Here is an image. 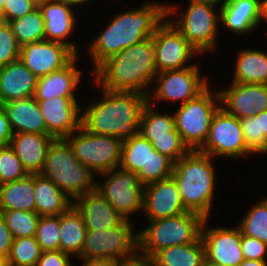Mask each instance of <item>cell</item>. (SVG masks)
<instances>
[{"mask_svg": "<svg viewBox=\"0 0 267 266\" xmlns=\"http://www.w3.org/2000/svg\"><path fill=\"white\" fill-rule=\"evenodd\" d=\"M175 12L176 9L171 6L146 3L139 9L116 15L89 47L94 63L93 73L110 57L152 37L164 18Z\"/></svg>", "mask_w": 267, "mask_h": 266, "instance_id": "cell-1", "label": "cell"}, {"mask_svg": "<svg viewBox=\"0 0 267 266\" xmlns=\"http://www.w3.org/2000/svg\"><path fill=\"white\" fill-rule=\"evenodd\" d=\"M101 90L103 100L91 104L81 114V127L89 133L122 140L135 136L148 96L134 91Z\"/></svg>", "mask_w": 267, "mask_h": 266, "instance_id": "cell-2", "label": "cell"}, {"mask_svg": "<svg viewBox=\"0 0 267 266\" xmlns=\"http://www.w3.org/2000/svg\"><path fill=\"white\" fill-rule=\"evenodd\" d=\"M93 74L101 88L111 91L150 93L145 87L158 74L153 38L125 48L106 60Z\"/></svg>", "mask_w": 267, "mask_h": 266, "instance_id": "cell-3", "label": "cell"}, {"mask_svg": "<svg viewBox=\"0 0 267 266\" xmlns=\"http://www.w3.org/2000/svg\"><path fill=\"white\" fill-rule=\"evenodd\" d=\"M212 156L190 150L173 165L172 177L177 183L184 207L208 218L214 194L215 171Z\"/></svg>", "mask_w": 267, "mask_h": 266, "instance_id": "cell-4", "label": "cell"}, {"mask_svg": "<svg viewBox=\"0 0 267 266\" xmlns=\"http://www.w3.org/2000/svg\"><path fill=\"white\" fill-rule=\"evenodd\" d=\"M93 173L77 159L68 142L59 138L50 144L40 174L75 199L96 190L97 182Z\"/></svg>", "mask_w": 267, "mask_h": 266, "instance_id": "cell-5", "label": "cell"}, {"mask_svg": "<svg viewBox=\"0 0 267 266\" xmlns=\"http://www.w3.org/2000/svg\"><path fill=\"white\" fill-rule=\"evenodd\" d=\"M204 220L202 215L187 211L149 221V226L138 232V252L151 259L164 248L196 242L201 237Z\"/></svg>", "mask_w": 267, "mask_h": 266, "instance_id": "cell-6", "label": "cell"}, {"mask_svg": "<svg viewBox=\"0 0 267 266\" xmlns=\"http://www.w3.org/2000/svg\"><path fill=\"white\" fill-rule=\"evenodd\" d=\"M213 95L208 87L195 99L181 104L173 114L175 129L189 150H199L208 138L213 116L221 107L215 103V100L220 102L219 92Z\"/></svg>", "mask_w": 267, "mask_h": 266, "instance_id": "cell-7", "label": "cell"}, {"mask_svg": "<svg viewBox=\"0 0 267 266\" xmlns=\"http://www.w3.org/2000/svg\"><path fill=\"white\" fill-rule=\"evenodd\" d=\"M64 139L71 146L77 159L91 169L94 174L105 173L120 167L122 139L89 133L82 127Z\"/></svg>", "mask_w": 267, "mask_h": 266, "instance_id": "cell-8", "label": "cell"}, {"mask_svg": "<svg viewBox=\"0 0 267 266\" xmlns=\"http://www.w3.org/2000/svg\"><path fill=\"white\" fill-rule=\"evenodd\" d=\"M132 229L130 221L124 219L119 225L107 230H87L79 257L83 260H126L135 257L138 253V233H132Z\"/></svg>", "mask_w": 267, "mask_h": 266, "instance_id": "cell-9", "label": "cell"}, {"mask_svg": "<svg viewBox=\"0 0 267 266\" xmlns=\"http://www.w3.org/2000/svg\"><path fill=\"white\" fill-rule=\"evenodd\" d=\"M100 175L107 179L103 186L97 183L96 190L121 217L129 220L132 213L143 210L144 186L135 172L115 168Z\"/></svg>", "mask_w": 267, "mask_h": 266, "instance_id": "cell-10", "label": "cell"}, {"mask_svg": "<svg viewBox=\"0 0 267 266\" xmlns=\"http://www.w3.org/2000/svg\"><path fill=\"white\" fill-rule=\"evenodd\" d=\"M188 6L181 20L170 22L198 52L214 50L220 19L215 5L191 0Z\"/></svg>", "mask_w": 267, "mask_h": 266, "instance_id": "cell-11", "label": "cell"}, {"mask_svg": "<svg viewBox=\"0 0 267 266\" xmlns=\"http://www.w3.org/2000/svg\"><path fill=\"white\" fill-rule=\"evenodd\" d=\"M199 151L210 156L240 158L252 154L247 148L240 119L221 107L213 116L208 138Z\"/></svg>", "mask_w": 267, "mask_h": 266, "instance_id": "cell-12", "label": "cell"}, {"mask_svg": "<svg viewBox=\"0 0 267 266\" xmlns=\"http://www.w3.org/2000/svg\"><path fill=\"white\" fill-rule=\"evenodd\" d=\"M156 89H151L148 100L154 97L157 100H181V104L195 99L207 88L206 78H200L197 65L183 69L164 70L158 72ZM153 90V91H152ZM152 95V97H151Z\"/></svg>", "mask_w": 267, "mask_h": 266, "instance_id": "cell-13", "label": "cell"}, {"mask_svg": "<svg viewBox=\"0 0 267 266\" xmlns=\"http://www.w3.org/2000/svg\"><path fill=\"white\" fill-rule=\"evenodd\" d=\"M152 38L158 72L193 66L187 65V63L192 56L199 52L171 22L163 21L156 28Z\"/></svg>", "mask_w": 267, "mask_h": 266, "instance_id": "cell-14", "label": "cell"}, {"mask_svg": "<svg viewBox=\"0 0 267 266\" xmlns=\"http://www.w3.org/2000/svg\"><path fill=\"white\" fill-rule=\"evenodd\" d=\"M78 56L66 44L41 40L20 47V61L41 78L67 66Z\"/></svg>", "mask_w": 267, "mask_h": 266, "instance_id": "cell-15", "label": "cell"}, {"mask_svg": "<svg viewBox=\"0 0 267 266\" xmlns=\"http://www.w3.org/2000/svg\"><path fill=\"white\" fill-rule=\"evenodd\" d=\"M205 218L201 238L205 249V264L210 266H239L244 261L241 251L240 228H205Z\"/></svg>", "mask_w": 267, "mask_h": 266, "instance_id": "cell-16", "label": "cell"}, {"mask_svg": "<svg viewBox=\"0 0 267 266\" xmlns=\"http://www.w3.org/2000/svg\"><path fill=\"white\" fill-rule=\"evenodd\" d=\"M149 221L178 216L188 210L173 177L144 186L143 210Z\"/></svg>", "mask_w": 267, "mask_h": 266, "instance_id": "cell-17", "label": "cell"}, {"mask_svg": "<svg viewBox=\"0 0 267 266\" xmlns=\"http://www.w3.org/2000/svg\"><path fill=\"white\" fill-rule=\"evenodd\" d=\"M220 103L227 113L238 119L254 117L267 110V84L232 82L228 89L219 90Z\"/></svg>", "mask_w": 267, "mask_h": 266, "instance_id": "cell-18", "label": "cell"}, {"mask_svg": "<svg viewBox=\"0 0 267 266\" xmlns=\"http://www.w3.org/2000/svg\"><path fill=\"white\" fill-rule=\"evenodd\" d=\"M48 133L55 139L65 138L81 127V108L75 97H55L37 101Z\"/></svg>", "mask_w": 267, "mask_h": 266, "instance_id": "cell-19", "label": "cell"}, {"mask_svg": "<svg viewBox=\"0 0 267 266\" xmlns=\"http://www.w3.org/2000/svg\"><path fill=\"white\" fill-rule=\"evenodd\" d=\"M38 7L44 19L45 40L66 44L77 54L74 43L64 41L76 24L72 6L61 0H45Z\"/></svg>", "mask_w": 267, "mask_h": 266, "instance_id": "cell-20", "label": "cell"}, {"mask_svg": "<svg viewBox=\"0 0 267 266\" xmlns=\"http://www.w3.org/2000/svg\"><path fill=\"white\" fill-rule=\"evenodd\" d=\"M73 205L82 215L87 230H107L124 220L97 190L78 196Z\"/></svg>", "mask_w": 267, "mask_h": 266, "instance_id": "cell-21", "label": "cell"}, {"mask_svg": "<svg viewBox=\"0 0 267 266\" xmlns=\"http://www.w3.org/2000/svg\"><path fill=\"white\" fill-rule=\"evenodd\" d=\"M37 81L20 59L0 67V104L33 97Z\"/></svg>", "mask_w": 267, "mask_h": 266, "instance_id": "cell-22", "label": "cell"}, {"mask_svg": "<svg viewBox=\"0 0 267 266\" xmlns=\"http://www.w3.org/2000/svg\"><path fill=\"white\" fill-rule=\"evenodd\" d=\"M13 134L34 133L50 135L37 100L22 98L2 104Z\"/></svg>", "mask_w": 267, "mask_h": 266, "instance_id": "cell-23", "label": "cell"}, {"mask_svg": "<svg viewBox=\"0 0 267 266\" xmlns=\"http://www.w3.org/2000/svg\"><path fill=\"white\" fill-rule=\"evenodd\" d=\"M54 139L51 135L18 133L13 134L9 145L28 174H40L47 150Z\"/></svg>", "mask_w": 267, "mask_h": 266, "instance_id": "cell-24", "label": "cell"}, {"mask_svg": "<svg viewBox=\"0 0 267 266\" xmlns=\"http://www.w3.org/2000/svg\"><path fill=\"white\" fill-rule=\"evenodd\" d=\"M77 56L64 68L38 78L34 92L37 101L55 97H75L74 91L80 82L81 71L76 69Z\"/></svg>", "mask_w": 267, "mask_h": 266, "instance_id": "cell-25", "label": "cell"}, {"mask_svg": "<svg viewBox=\"0 0 267 266\" xmlns=\"http://www.w3.org/2000/svg\"><path fill=\"white\" fill-rule=\"evenodd\" d=\"M260 0H228L220 7V20L229 31L249 33L260 23Z\"/></svg>", "mask_w": 267, "mask_h": 266, "instance_id": "cell-26", "label": "cell"}, {"mask_svg": "<svg viewBox=\"0 0 267 266\" xmlns=\"http://www.w3.org/2000/svg\"><path fill=\"white\" fill-rule=\"evenodd\" d=\"M35 212L39 216L60 215L72 204V199L51 180L34 174Z\"/></svg>", "mask_w": 267, "mask_h": 266, "instance_id": "cell-27", "label": "cell"}, {"mask_svg": "<svg viewBox=\"0 0 267 266\" xmlns=\"http://www.w3.org/2000/svg\"><path fill=\"white\" fill-rule=\"evenodd\" d=\"M87 228L84 219L72 204L60 214L59 250L79 256L83 250Z\"/></svg>", "mask_w": 267, "mask_h": 266, "instance_id": "cell-28", "label": "cell"}, {"mask_svg": "<svg viewBox=\"0 0 267 266\" xmlns=\"http://www.w3.org/2000/svg\"><path fill=\"white\" fill-rule=\"evenodd\" d=\"M34 174L0 185V210L35 212Z\"/></svg>", "mask_w": 267, "mask_h": 266, "instance_id": "cell-29", "label": "cell"}, {"mask_svg": "<svg viewBox=\"0 0 267 266\" xmlns=\"http://www.w3.org/2000/svg\"><path fill=\"white\" fill-rule=\"evenodd\" d=\"M151 260L153 266H204L205 249L202 238L190 244L164 248Z\"/></svg>", "mask_w": 267, "mask_h": 266, "instance_id": "cell-30", "label": "cell"}, {"mask_svg": "<svg viewBox=\"0 0 267 266\" xmlns=\"http://www.w3.org/2000/svg\"><path fill=\"white\" fill-rule=\"evenodd\" d=\"M234 80L239 84H267V52L242 50L237 56Z\"/></svg>", "mask_w": 267, "mask_h": 266, "instance_id": "cell-31", "label": "cell"}, {"mask_svg": "<svg viewBox=\"0 0 267 266\" xmlns=\"http://www.w3.org/2000/svg\"><path fill=\"white\" fill-rule=\"evenodd\" d=\"M152 150L154 147L151 142L139 132L132 138L123 140L119 168L135 173H148V161Z\"/></svg>", "mask_w": 267, "mask_h": 266, "instance_id": "cell-32", "label": "cell"}, {"mask_svg": "<svg viewBox=\"0 0 267 266\" xmlns=\"http://www.w3.org/2000/svg\"><path fill=\"white\" fill-rule=\"evenodd\" d=\"M8 23L20 47L45 39L44 19L39 7L34 9L31 13L11 20Z\"/></svg>", "mask_w": 267, "mask_h": 266, "instance_id": "cell-33", "label": "cell"}, {"mask_svg": "<svg viewBox=\"0 0 267 266\" xmlns=\"http://www.w3.org/2000/svg\"><path fill=\"white\" fill-rule=\"evenodd\" d=\"M151 104L148 100L143 107L138 132L143 137L170 136V132L175 129L174 116L155 112Z\"/></svg>", "mask_w": 267, "mask_h": 266, "instance_id": "cell-34", "label": "cell"}, {"mask_svg": "<svg viewBox=\"0 0 267 266\" xmlns=\"http://www.w3.org/2000/svg\"><path fill=\"white\" fill-rule=\"evenodd\" d=\"M41 254L35 236L15 238L7 258L8 266H36Z\"/></svg>", "mask_w": 267, "mask_h": 266, "instance_id": "cell-35", "label": "cell"}, {"mask_svg": "<svg viewBox=\"0 0 267 266\" xmlns=\"http://www.w3.org/2000/svg\"><path fill=\"white\" fill-rule=\"evenodd\" d=\"M14 239L35 236L40 216L23 210H0Z\"/></svg>", "mask_w": 267, "mask_h": 266, "instance_id": "cell-36", "label": "cell"}, {"mask_svg": "<svg viewBox=\"0 0 267 266\" xmlns=\"http://www.w3.org/2000/svg\"><path fill=\"white\" fill-rule=\"evenodd\" d=\"M243 235L259 239L267 244V198L261 199L240 222Z\"/></svg>", "mask_w": 267, "mask_h": 266, "instance_id": "cell-37", "label": "cell"}, {"mask_svg": "<svg viewBox=\"0 0 267 266\" xmlns=\"http://www.w3.org/2000/svg\"><path fill=\"white\" fill-rule=\"evenodd\" d=\"M35 238L42 252L59 250L60 215L40 216Z\"/></svg>", "mask_w": 267, "mask_h": 266, "instance_id": "cell-38", "label": "cell"}, {"mask_svg": "<svg viewBox=\"0 0 267 266\" xmlns=\"http://www.w3.org/2000/svg\"><path fill=\"white\" fill-rule=\"evenodd\" d=\"M144 138L151 142L157 152L169 158L173 163L179 161L190 151L176 129L170 132V136Z\"/></svg>", "mask_w": 267, "mask_h": 266, "instance_id": "cell-39", "label": "cell"}, {"mask_svg": "<svg viewBox=\"0 0 267 266\" xmlns=\"http://www.w3.org/2000/svg\"><path fill=\"white\" fill-rule=\"evenodd\" d=\"M174 163L155 149L151 151L148 161V173H136L139 182L145 186L172 177Z\"/></svg>", "mask_w": 267, "mask_h": 266, "instance_id": "cell-40", "label": "cell"}, {"mask_svg": "<svg viewBox=\"0 0 267 266\" xmlns=\"http://www.w3.org/2000/svg\"><path fill=\"white\" fill-rule=\"evenodd\" d=\"M28 175L10 145L0 146V185L25 178Z\"/></svg>", "mask_w": 267, "mask_h": 266, "instance_id": "cell-41", "label": "cell"}, {"mask_svg": "<svg viewBox=\"0 0 267 266\" xmlns=\"http://www.w3.org/2000/svg\"><path fill=\"white\" fill-rule=\"evenodd\" d=\"M246 148L251 153H264L267 148L266 135H260L259 114L240 119Z\"/></svg>", "mask_w": 267, "mask_h": 266, "instance_id": "cell-42", "label": "cell"}, {"mask_svg": "<svg viewBox=\"0 0 267 266\" xmlns=\"http://www.w3.org/2000/svg\"><path fill=\"white\" fill-rule=\"evenodd\" d=\"M19 55L20 46L10 24L0 20V67L18 60Z\"/></svg>", "mask_w": 267, "mask_h": 266, "instance_id": "cell-43", "label": "cell"}, {"mask_svg": "<svg viewBox=\"0 0 267 266\" xmlns=\"http://www.w3.org/2000/svg\"><path fill=\"white\" fill-rule=\"evenodd\" d=\"M37 7L27 0H6L3 10L0 12V20L9 22L31 13Z\"/></svg>", "mask_w": 267, "mask_h": 266, "instance_id": "cell-44", "label": "cell"}, {"mask_svg": "<svg viewBox=\"0 0 267 266\" xmlns=\"http://www.w3.org/2000/svg\"><path fill=\"white\" fill-rule=\"evenodd\" d=\"M241 251L244 259L266 260L267 244L254 237L243 235L241 232Z\"/></svg>", "mask_w": 267, "mask_h": 266, "instance_id": "cell-45", "label": "cell"}, {"mask_svg": "<svg viewBox=\"0 0 267 266\" xmlns=\"http://www.w3.org/2000/svg\"><path fill=\"white\" fill-rule=\"evenodd\" d=\"M70 256L61 250L42 252L36 266H72Z\"/></svg>", "mask_w": 267, "mask_h": 266, "instance_id": "cell-46", "label": "cell"}, {"mask_svg": "<svg viewBox=\"0 0 267 266\" xmlns=\"http://www.w3.org/2000/svg\"><path fill=\"white\" fill-rule=\"evenodd\" d=\"M13 240L14 237L7 227L4 217L0 213V258L7 260Z\"/></svg>", "mask_w": 267, "mask_h": 266, "instance_id": "cell-47", "label": "cell"}, {"mask_svg": "<svg viewBox=\"0 0 267 266\" xmlns=\"http://www.w3.org/2000/svg\"><path fill=\"white\" fill-rule=\"evenodd\" d=\"M12 136L10 123L2 104H0V146L9 145Z\"/></svg>", "mask_w": 267, "mask_h": 266, "instance_id": "cell-48", "label": "cell"}, {"mask_svg": "<svg viewBox=\"0 0 267 266\" xmlns=\"http://www.w3.org/2000/svg\"><path fill=\"white\" fill-rule=\"evenodd\" d=\"M138 253L131 259L121 260L118 266H153L152 260Z\"/></svg>", "mask_w": 267, "mask_h": 266, "instance_id": "cell-49", "label": "cell"}, {"mask_svg": "<svg viewBox=\"0 0 267 266\" xmlns=\"http://www.w3.org/2000/svg\"><path fill=\"white\" fill-rule=\"evenodd\" d=\"M120 261L110 258L89 259L84 260L83 263L85 264L82 266H118Z\"/></svg>", "mask_w": 267, "mask_h": 266, "instance_id": "cell-50", "label": "cell"}, {"mask_svg": "<svg viewBox=\"0 0 267 266\" xmlns=\"http://www.w3.org/2000/svg\"><path fill=\"white\" fill-rule=\"evenodd\" d=\"M260 135H266L267 138V110L259 113Z\"/></svg>", "mask_w": 267, "mask_h": 266, "instance_id": "cell-51", "label": "cell"}, {"mask_svg": "<svg viewBox=\"0 0 267 266\" xmlns=\"http://www.w3.org/2000/svg\"><path fill=\"white\" fill-rule=\"evenodd\" d=\"M239 266H267L266 260H248L244 261Z\"/></svg>", "mask_w": 267, "mask_h": 266, "instance_id": "cell-52", "label": "cell"}, {"mask_svg": "<svg viewBox=\"0 0 267 266\" xmlns=\"http://www.w3.org/2000/svg\"><path fill=\"white\" fill-rule=\"evenodd\" d=\"M260 22L262 19L267 21V0L259 1Z\"/></svg>", "mask_w": 267, "mask_h": 266, "instance_id": "cell-53", "label": "cell"}, {"mask_svg": "<svg viewBox=\"0 0 267 266\" xmlns=\"http://www.w3.org/2000/svg\"><path fill=\"white\" fill-rule=\"evenodd\" d=\"M61 1L67 3L71 6H76V5L78 6L80 4L82 5L84 2L86 3L89 0H61Z\"/></svg>", "mask_w": 267, "mask_h": 266, "instance_id": "cell-54", "label": "cell"}, {"mask_svg": "<svg viewBox=\"0 0 267 266\" xmlns=\"http://www.w3.org/2000/svg\"><path fill=\"white\" fill-rule=\"evenodd\" d=\"M195 1L204 2V3H210V4H213V5H216L219 2H222L221 6H223L228 0H195Z\"/></svg>", "mask_w": 267, "mask_h": 266, "instance_id": "cell-55", "label": "cell"}, {"mask_svg": "<svg viewBox=\"0 0 267 266\" xmlns=\"http://www.w3.org/2000/svg\"><path fill=\"white\" fill-rule=\"evenodd\" d=\"M27 1L33 3L36 7H38L45 0H27Z\"/></svg>", "mask_w": 267, "mask_h": 266, "instance_id": "cell-56", "label": "cell"}, {"mask_svg": "<svg viewBox=\"0 0 267 266\" xmlns=\"http://www.w3.org/2000/svg\"><path fill=\"white\" fill-rule=\"evenodd\" d=\"M0 266H8V262L6 259L0 258Z\"/></svg>", "mask_w": 267, "mask_h": 266, "instance_id": "cell-57", "label": "cell"}, {"mask_svg": "<svg viewBox=\"0 0 267 266\" xmlns=\"http://www.w3.org/2000/svg\"><path fill=\"white\" fill-rule=\"evenodd\" d=\"M6 0H0V12L3 10Z\"/></svg>", "mask_w": 267, "mask_h": 266, "instance_id": "cell-58", "label": "cell"}]
</instances>
